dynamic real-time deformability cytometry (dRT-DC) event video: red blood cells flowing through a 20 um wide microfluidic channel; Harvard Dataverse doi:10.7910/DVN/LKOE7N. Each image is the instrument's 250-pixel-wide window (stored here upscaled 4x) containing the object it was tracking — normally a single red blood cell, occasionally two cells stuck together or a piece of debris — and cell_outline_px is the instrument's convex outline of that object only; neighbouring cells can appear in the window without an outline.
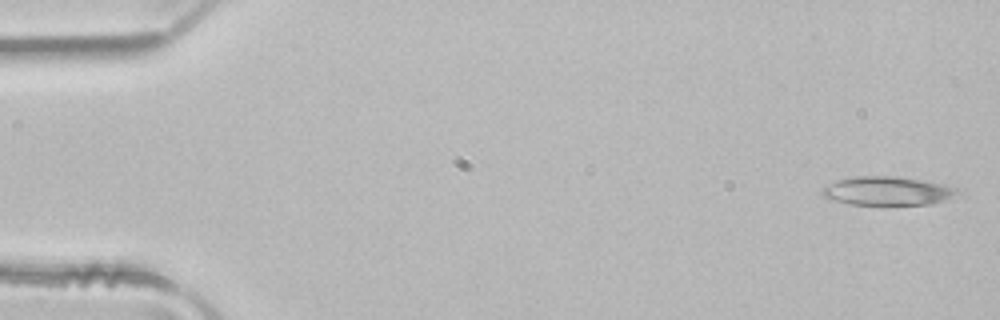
{"species": "common noctule bat (a hibernating species)", "species_latin": "Nyctalus noctula", "temperature_condition": "room temperature", "stored_images_in_passage": 4, "camera_frame_rate_fps": 3000, "um_per_image_px": 0.085, "animal": {"sex": "male", "body_mass_g": 21.5, "forearm_length_mm": 52.0}, "frame": {"image": 1, "passage_image": 1, "time_ms": 0.0, "image_size_px": [1000, 320], "cell_outline_px": [[968, 196], [928, 204], [852, 204], [836, 200], [824, 196], [820, 192], [824, 188], [836, 180], [856, 176], [892, 176], [920, 180], [944, 184], [956, 188], [964, 192]], "centroid_in_image_um": [75.61, 16.23], "position_along_channel_um": 9.4, "area_um2": 22.72}}